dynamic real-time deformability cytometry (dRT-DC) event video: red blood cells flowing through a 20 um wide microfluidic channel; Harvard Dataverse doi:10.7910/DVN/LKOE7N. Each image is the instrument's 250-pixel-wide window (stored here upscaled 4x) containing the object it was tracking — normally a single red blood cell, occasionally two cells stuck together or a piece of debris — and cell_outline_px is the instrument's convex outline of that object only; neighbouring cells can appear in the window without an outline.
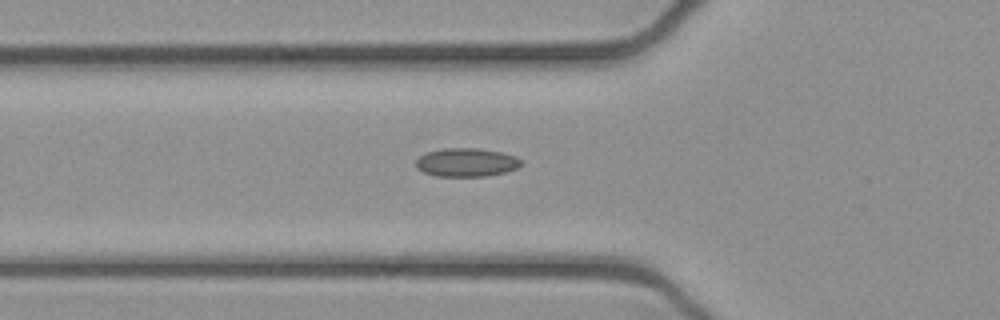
{"species": "common noctule bat (a hibernating species)", "species_latin": "Nyctalus noctula", "temperature_condition": "cold", "stored_images_in_passage": 42, "camera_frame_rate_fps": 3000, "um_per_image_px": 0.085, "animal": {"sex": "female", "body_mass_g": 21.9}, "frame": {"image": 1, "passage_image": 12, "time_ms": 3.667, "image_size_px": [1000, 320], "cell_outline_px": [[520, 164], [516, 168], [504, 172], [484, 176], [436, 176], [424, 172], [416, 168], [416, 160], [424, 152], [444, 148], [480, 148], [500, 152], [516, 156], [520, 160]], "centroid_in_image_um": [39.59, 13.79], "position_along_channel_um": 86.2, "area_um2": 17.4}}
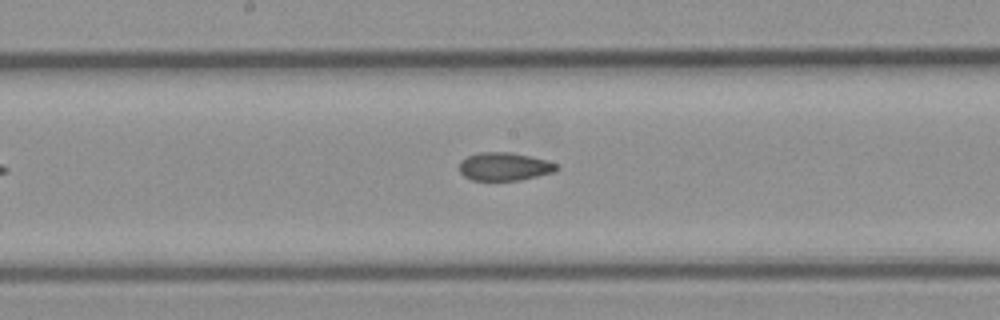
{"frame": {"image": 2, "passage_image": 21, "time_ms": 6.667, "image_size_px": [1000, 320], "cell_outline_px": [[560, 168], [556, 172], [520, 180], [472, 180], [464, 176], [460, 172], [460, 160], [468, 156], [480, 152], [508, 152], [528, 156], [544, 160], [556, 164]], "centroid_in_image_um": [42.87, 14.16], "position_along_channel_um": 205.3, "area_um2": 15.84}}
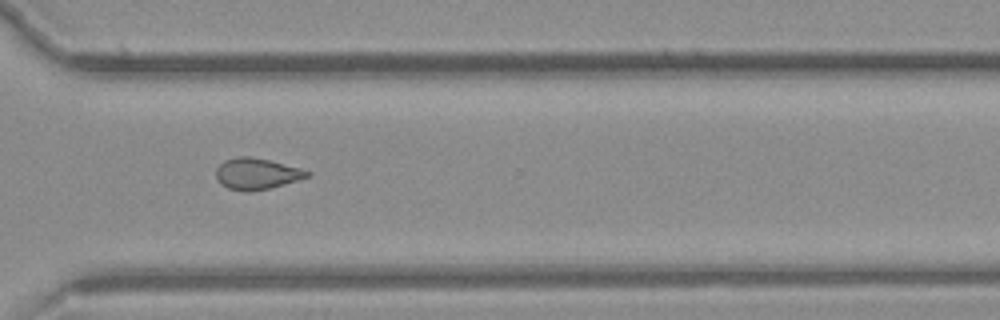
{"frame": {"image": 3, "passage_image": 32, "time_ms": 10.333, "image_size_px": [1000, 320], "cell_outline_px": [[312, 176], [284, 184], [268, 188], [248, 192], [244, 192], [228, 188], [220, 184], [216, 176], [216, 168], [224, 160], [236, 156], [248, 156], [268, 160], [300, 168], [312, 172]], "centroid_in_image_um": [21.81, 14.77], "position_along_channel_um": 348.8, "area_um2": 16.65}, "authors_computed_cell_mechanics": {"area_um2": 16.5597, "velocity_mm_per_s": 3.9271, "shape_relaxation_time_tau1_ms": null, "shape_relaxation_time_tau2_ms": 5.1413, "deformation_change_tau1": null, "deformation_change_tau2": 0.1209}}